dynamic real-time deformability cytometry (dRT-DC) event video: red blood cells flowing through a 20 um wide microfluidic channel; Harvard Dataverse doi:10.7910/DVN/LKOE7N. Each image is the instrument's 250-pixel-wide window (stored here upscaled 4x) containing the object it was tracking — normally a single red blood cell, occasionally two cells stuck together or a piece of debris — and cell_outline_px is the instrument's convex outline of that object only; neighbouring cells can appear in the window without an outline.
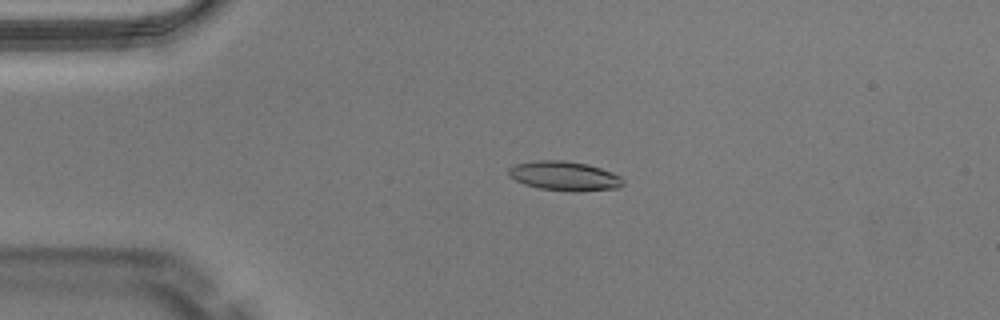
{"species": "Egyptian fruit bat (a non-hibernating species)", "species_latin": "Rousettus aegyptiacus", "temperature_condition": "warm", "stored_images_in_passage": 49, "camera_frame_rate_fps": 3000, "um_per_image_px": 0.085, "animal": {"sex": "male"}, "frame": {"image": 1, "passage_image": 11, "time_ms": 3.333, "image_size_px": [1000, 320], "cell_outline_px": [[624, 184], [620, 188], [580, 192], [572, 192], [540, 188], [524, 184], [508, 176], [508, 168], [516, 164], [540, 160], [564, 160], [588, 164], [612, 172], [620, 176], [624, 180]], "centroid_in_image_um": [48.01, 14.97], "position_along_channel_um": 37.0, "area_um2": 19.77}}
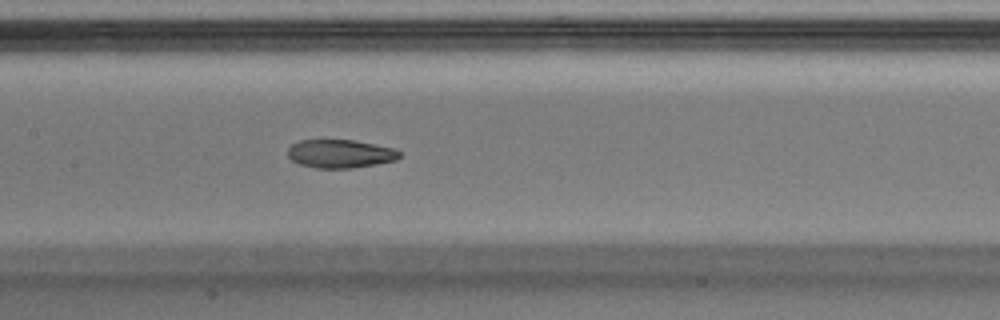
{"frame": {"image": 2, "passage_image": 24, "time_ms": 7.667, "image_size_px": [1000, 320], "cell_outline_px": [[400, 156], [396, 160], [376, 164], [352, 168], [316, 168], [300, 164], [292, 160], [288, 156], [288, 148], [292, 144], [300, 140], [352, 140], [396, 148], [400, 152]], "centroid_in_image_um": [28.93, 13.07], "position_along_channel_um": 178.5, "area_um2": 18.44}}
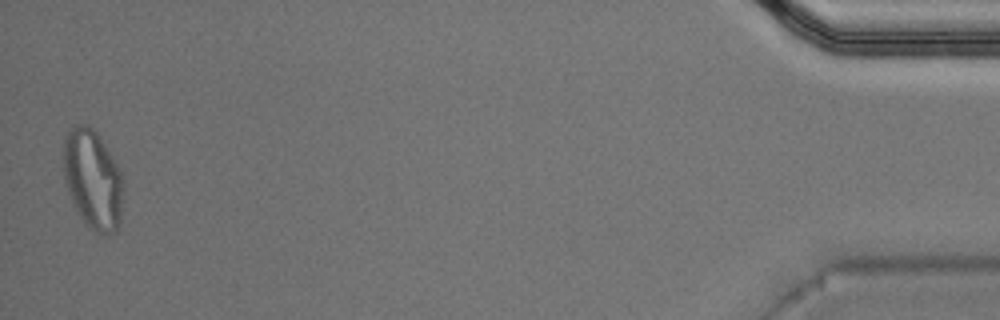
{"frame": {"image": 3, "passage_image": 49, "time_ms": 16.0, "image_size_px": [1000, 320], "cell_outline_px": [[124, 188], [120, 220], [116, 232], [104, 236], [88, 228], [84, 224], [76, 212], [68, 192], [64, 180], [64, 136], [68, 128], [76, 124], [88, 124], [100, 136], [112, 156], [124, 180]], "centroid_in_image_um": [7.88, 15.27], "position_along_channel_um": 427.3, "area_um2": 35.37}, "authors_computed_cell_mechanics": {"area_um2": 19.4208, "velocity_mm_per_s": 4.0553, "shape_relaxation_time_tau1_ms": null, "shape_relaxation_time_tau2_ms": 2.4143, "deformation_change_tau1": null, "deformation_change_tau2": 0.0914}}